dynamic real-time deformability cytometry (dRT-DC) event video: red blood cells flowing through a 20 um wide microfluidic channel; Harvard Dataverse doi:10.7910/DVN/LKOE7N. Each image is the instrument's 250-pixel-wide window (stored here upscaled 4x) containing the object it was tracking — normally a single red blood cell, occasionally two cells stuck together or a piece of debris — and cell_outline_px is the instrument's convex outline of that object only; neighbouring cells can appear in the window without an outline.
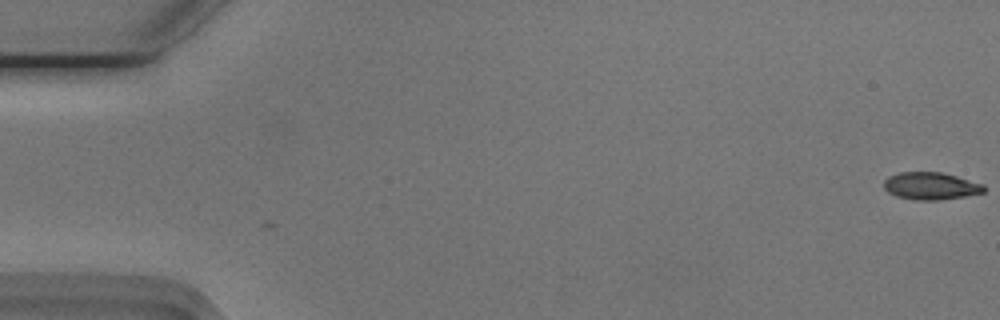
{"species": "Egyptian fruit bat (a non-hibernating species)", "species_latin": "Rousettus aegyptiacus", "temperature_condition": "cold", "stored_images_in_passage": 55, "camera_frame_rate_fps": 3000, "um_per_image_px": 0.085, "animal": {"sex": "male"}, "frame": {"image": 1, "passage_image": 1, "time_ms": 0.0, "image_size_px": [1000, 320], "cell_outline_px": [[984, 188], [980, 192], [956, 196], [904, 196], [892, 192], [888, 188], [888, 180], [896, 176], [912, 172], [928, 172], [952, 176]], "centroid_in_image_um": [79.11, 15.74], "position_along_channel_um": 5.9, "area_um2": 12.54}}
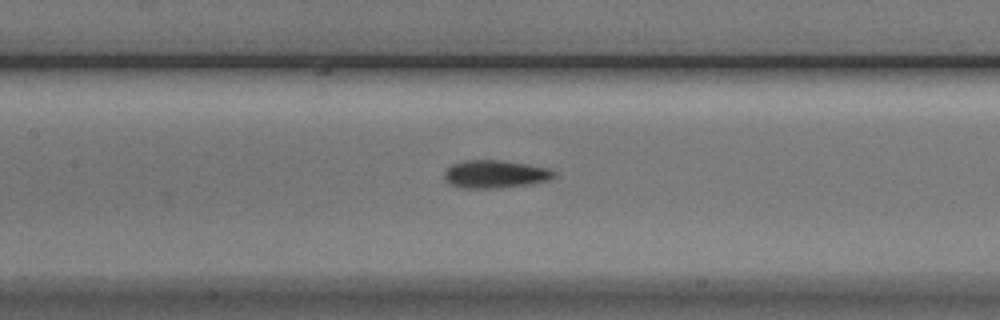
{"frame": {"image": 2, "passage_image": 26, "time_ms": 8.333, "image_size_px": [1000, 320], "cell_outline_px": [[548, 176], [528, 180], [484, 184], [476, 184], [452, 180], [452, 168], [464, 164], [508, 164], [532, 168], [548, 172]], "centroid_in_image_um": [42.05, 14.75], "position_along_channel_um": 165.4, "area_um2": 10.81}}
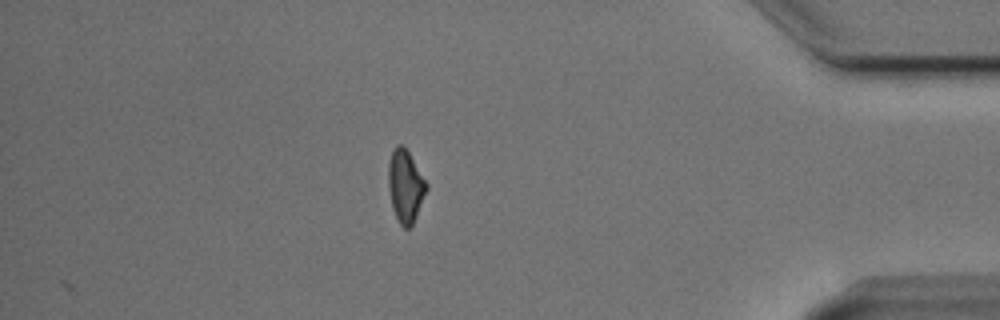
{"frame": {"image": 3, "passage_image": 48, "time_ms": 15.667, "image_size_px": [1000, 320], "cell_outline_px": [[424, 192], [412, 220], [408, 224], [404, 224], [400, 220], [396, 212], [392, 200], [392, 156], [396, 148], [404, 148], [424, 180]], "centroid_in_image_um": [34.49, 15.8], "position_along_channel_um": 400.7, "area_um2": 12.72}}